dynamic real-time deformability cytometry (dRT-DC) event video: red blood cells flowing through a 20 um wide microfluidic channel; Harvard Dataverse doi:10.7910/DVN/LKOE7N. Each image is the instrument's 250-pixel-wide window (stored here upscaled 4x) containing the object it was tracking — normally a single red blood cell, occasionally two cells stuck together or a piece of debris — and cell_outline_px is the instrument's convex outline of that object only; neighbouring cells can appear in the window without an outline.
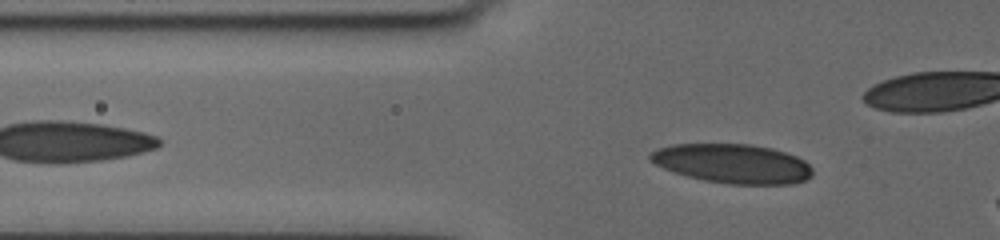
{"species": "human", "species_latin": "Homo sapiens", "temperature_condition": "cold", "stored_images_in_passage": 44, "camera_frame_rate_fps": 3000, "um_per_image_px": 0.085, "donor": {"sex": "female"}, "frame": {"image": 1, "passage_image": 9, "time_ms": 2.667, "image_size_px": [1000, 240], "cell_outline_px": [[812, 176], [804, 180], [792, 184], [728, 184], [704, 180], [688, 176], [664, 168], [648, 160], [648, 156], [656, 148], [672, 144], [752, 144], [772, 148], [796, 156], [804, 160], [812, 168]], "centroid_in_image_um": [62.27, 13.9], "position_along_channel_um": 63.5, "area_um2": 37.11}}
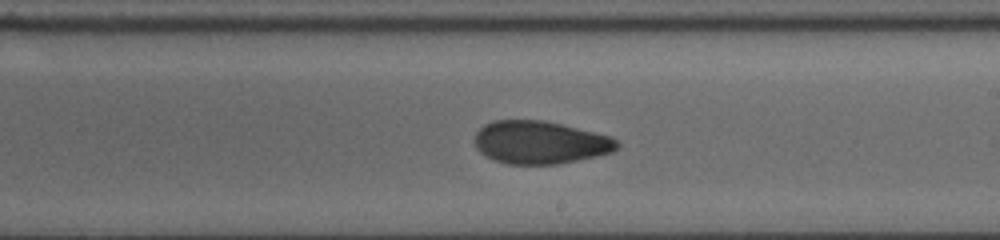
{"frame": {"image": 2, "passage_image": 25, "time_ms": 8.0, "image_size_px": [1000, 240], "cell_outline_px": [[620, 144], [612, 152], [596, 156], [556, 164], [508, 164], [492, 160], [480, 152], [476, 148], [472, 140], [476, 132], [484, 124], [492, 120], [544, 120], [612, 136]], "centroid_in_image_um": [45.86, 12.1], "position_along_channel_um": 243.1, "area_um2": 35.78}}
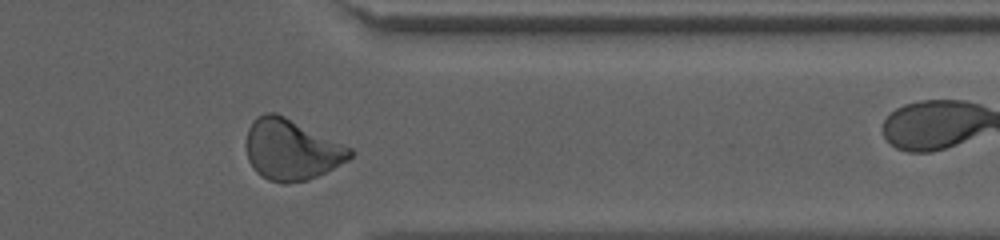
{"frame": {"image": 3, "passage_image": 37, "time_ms": 12.0, "image_size_px": [1000, 240], "cell_outline_px": [[352, 156], [348, 160], [308, 180], [268, 180], [260, 176], [256, 172], [248, 160], [244, 144], [248, 128], [252, 120], [256, 116], [268, 112], [276, 112], [352, 148]], "centroid_in_image_um": [24.71, 12.67], "position_along_channel_um": 386.7, "area_um2": 36.36}}